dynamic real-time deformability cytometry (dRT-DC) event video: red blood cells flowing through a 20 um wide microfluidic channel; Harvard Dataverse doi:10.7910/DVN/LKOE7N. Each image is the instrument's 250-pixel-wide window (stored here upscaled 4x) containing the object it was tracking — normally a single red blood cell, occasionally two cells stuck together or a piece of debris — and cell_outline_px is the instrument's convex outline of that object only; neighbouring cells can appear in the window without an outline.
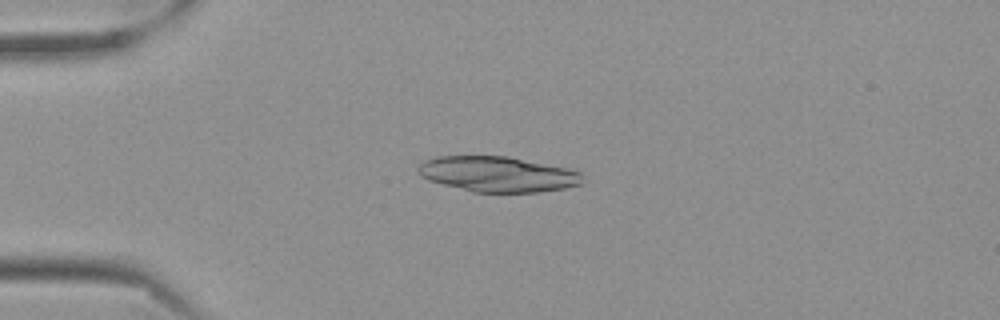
{"species": "Egyptian fruit bat (a non-hibernating species)", "species_latin": "Rousettus aegyptiacus", "temperature_condition": "cold", "stored_images_in_passage": 56, "camera_frame_rate_fps": 3000, "um_per_image_px": 0.085, "frame": {"image": 1, "passage_image": 14, "time_ms": 4.333, "image_size_px": [1000, 320], "cell_outline_px": [[584, 180], [580, 184], [564, 188], [540, 192], [472, 192], [428, 180], [420, 176], [416, 172], [416, 168], [424, 160], [436, 156], [508, 156], [564, 168], [580, 172]], "centroid_in_image_um": [42.24, 14.8], "position_along_channel_um": 42.8, "area_um2": 33.87}}
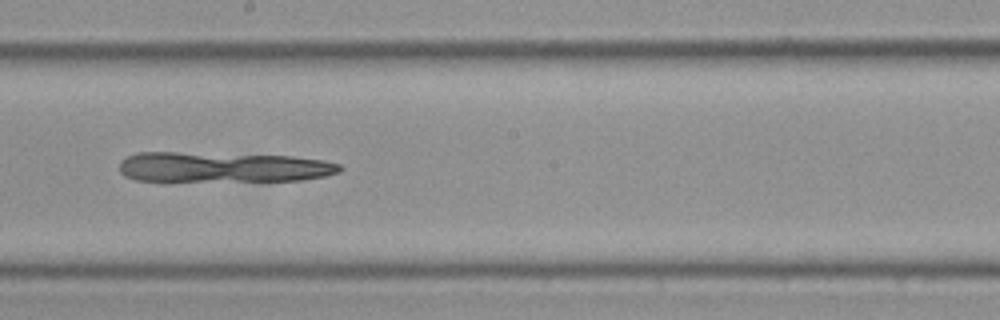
{"frame": {"image": 2, "passage_image": 32, "time_ms": 10.333, "image_size_px": [1000, 320], "cell_outline_px": [[344, 168], [340, 172], [324, 176], [304, 180], [136, 180], [124, 176], [120, 172], [120, 160], [128, 156], [140, 152], [176, 152], [292, 156], [324, 160], [340, 164]], "centroid_in_image_um": [18.97, 14.19], "position_along_channel_um": 229.2, "area_um2": 38.55}}
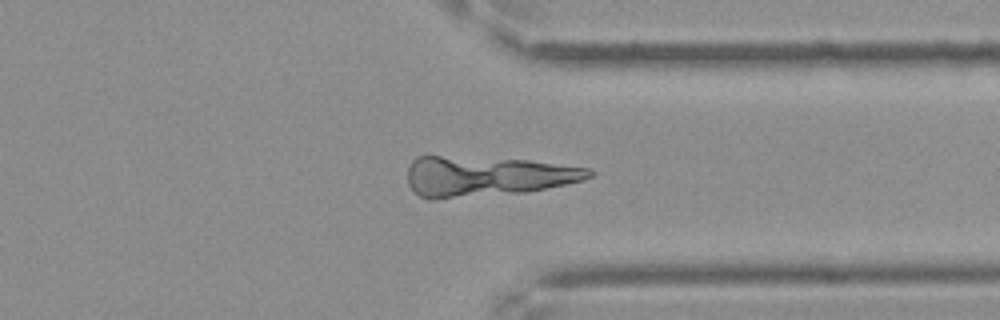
{"frame": {"image": 3, "passage_image": 44, "time_ms": 14.333, "image_size_px": [1000, 320], "cell_outline_px": [[596, 172], [592, 176], [584, 180], [524, 192], [432, 200], [428, 200], [420, 196], [408, 184], [408, 168], [412, 160], [416, 156], [440, 156], [528, 160], [588, 168]], "centroid_in_image_um": [41.33, 14.98], "position_along_channel_um": 370.1, "area_um2": 42.19}}